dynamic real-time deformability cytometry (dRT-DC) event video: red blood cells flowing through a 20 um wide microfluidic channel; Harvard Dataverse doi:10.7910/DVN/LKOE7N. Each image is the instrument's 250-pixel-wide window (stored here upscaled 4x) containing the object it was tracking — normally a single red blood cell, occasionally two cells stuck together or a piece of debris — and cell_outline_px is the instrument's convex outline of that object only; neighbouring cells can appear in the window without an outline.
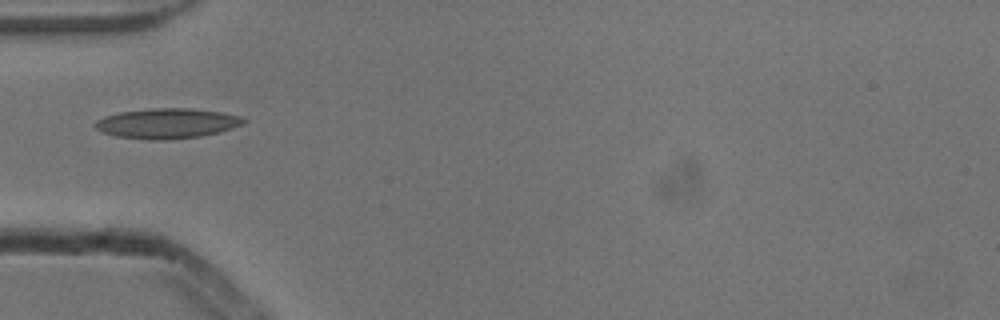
{"species": "common noctule bat (a hibernating species)", "species_latin": "Nyctalus noctula", "temperature_condition": "cold", "stored_images_in_passage": 1, "camera_frame_rate_fps": 3000, "um_per_image_px": 0.085, "animal": {"sex": "male", "body_mass_g": 13.3}, "frame": {"image": 1, "passage_image": 1, "time_ms": 0.0, "image_size_px": [1000, 320], "cell_outline_px": [[248, 120], [244, 124], [220, 132], [200, 136], [164, 140], [148, 140], [116, 136], [100, 132], [92, 124], [96, 120], [104, 116], [120, 112], [152, 108], [192, 108], [220, 112], [240, 116]], "centroid_in_image_um": [14.18, 10.49], "position_along_channel_um": 70.8, "area_um2": 26.24}}